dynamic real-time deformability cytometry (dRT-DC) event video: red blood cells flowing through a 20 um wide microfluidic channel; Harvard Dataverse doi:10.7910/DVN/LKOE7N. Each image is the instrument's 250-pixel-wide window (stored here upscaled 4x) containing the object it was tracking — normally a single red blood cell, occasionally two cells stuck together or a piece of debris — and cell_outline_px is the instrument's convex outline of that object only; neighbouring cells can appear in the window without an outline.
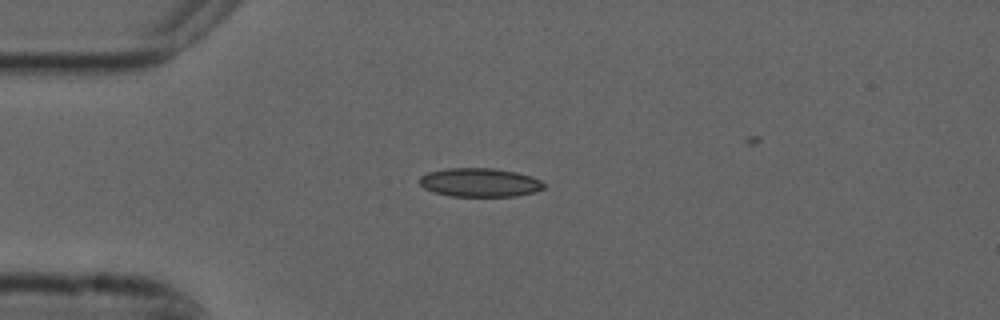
{"species": "common noctule bat (a hibernating species)", "species_latin": "Nyctalus noctula", "temperature_condition": "cold", "stored_images_in_passage": 8, "camera_frame_rate_fps": 3000, "um_per_image_px": 0.085, "animal": {"sex": "male", "forearm_length_mm": 52.5}, "frame": {"image": 1, "passage_image": 3, "time_ms": 0.667, "image_size_px": [1000, 320], "cell_outline_px": [[544, 188], [536, 192], [516, 196], [448, 196], [432, 192], [424, 188], [420, 184], [420, 176], [428, 172], [444, 168], [492, 168], [516, 172], [532, 176], [540, 180], [544, 184]], "centroid_in_image_um": [40.77, 15.51], "position_along_channel_um": 44.2, "area_um2": 20.98}}
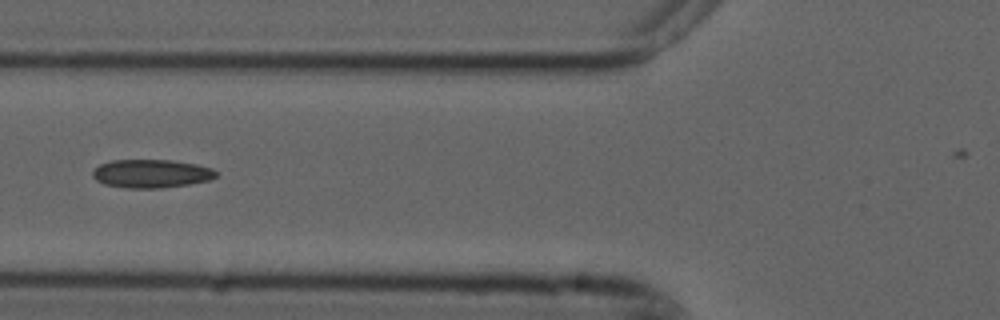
{"frame": {"image": 2, "passage_image": 5, "time_ms": 1.333, "image_size_px": [1000, 320], "cell_outline_px": [[216, 176], [208, 180], [188, 184], [160, 188], [124, 188], [104, 184], [96, 180], [92, 176], [92, 172], [100, 164], [112, 160], [172, 160], [196, 164], [212, 168], [216, 172]], "centroid_in_image_um": [12.83, 14.75], "position_along_channel_um": 113.0, "area_um2": 20.35}}
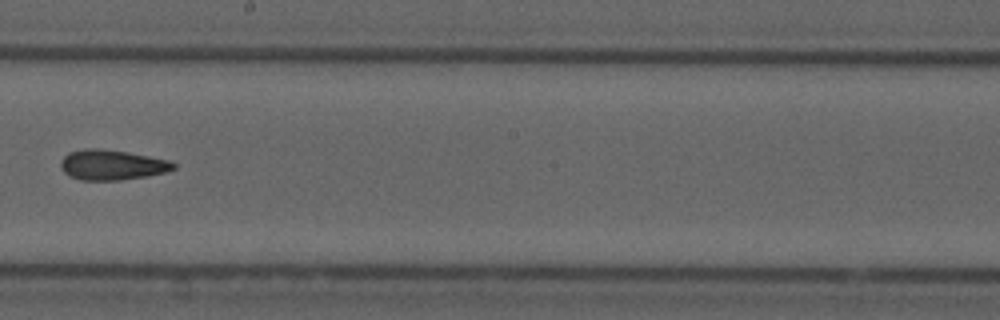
{"frame": {"image": 3, "passage_image": 8, "time_ms": 2.333, "image_size_px": [1000, 320], "cell_outline_px": [[176, 168], [168, 172], [148, 176], [120, 180], [80, 180], [68, 176], [60, 168], [60, 160], [68, 152], [88, 148], [96, 148], [128, 152], [168, 160], [176, 164]], "centroid_in_image_um": [9.5, 14.02], "position_along_channel_um": 238.7, "area_um2": 20.0}}